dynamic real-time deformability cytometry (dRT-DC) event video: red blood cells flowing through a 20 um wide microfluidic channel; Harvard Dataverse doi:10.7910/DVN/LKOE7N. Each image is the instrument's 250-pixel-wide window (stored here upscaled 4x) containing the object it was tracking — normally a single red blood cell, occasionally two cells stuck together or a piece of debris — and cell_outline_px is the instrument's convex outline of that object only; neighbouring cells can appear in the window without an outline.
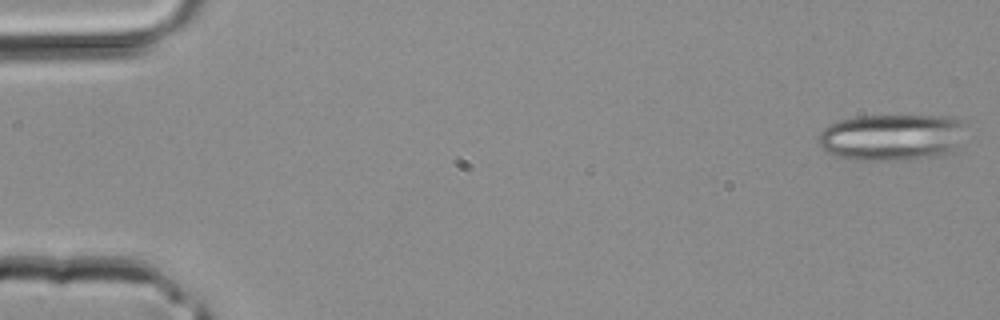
{"species": "common noctule bat (a hibernating species)", "species_latin": "Nyctalus noctula", "temperature_condition": "room temperature", "stored_images_in_passage": 26, "camera_frame_rate_fps": 3000, "um_per_image_px": 0.085, "animal": {"sex": "male", "body_mass_g": 20.4}, "frame": {"image": 1, "passage_image": 1, "time_ms": 0.0, "image_size_px": [1000, 320], "cell_outline_px": [[964, 124], [956, 144], [952, 152], [944, 156], [888, 160], [848, 160], [836, 156], [828, 152], [820, 144], [820, 132], [824, 128], [840, 120], [852, 116], [952, 116], [960, 120]], "centroid_in_image_um": [75.78, 11.66], "position_along_channel_um": 9.2, "area_um2": 39.77}}
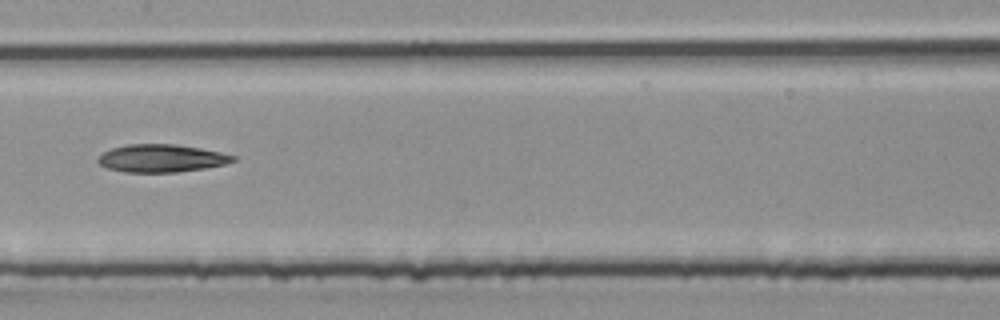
{"frame": {"image": 2, "passage_image": 20, "time_ms": 6.333, "image_size_px": [1000, 320], "cell_outline_px": [[236, 160], [224, 164], [204, 168], [176, 172], [124, 172], [108, 168], [100, 164], [96, 160], [104, 152], [112, 148], [128, 144], [176, 144], [200, 148], [220, 152], [236, 156]], "centroid_in_image_um": [13.72, 13.45], "position_along_channel_um": 193.7, "area_um2": 21.68}}
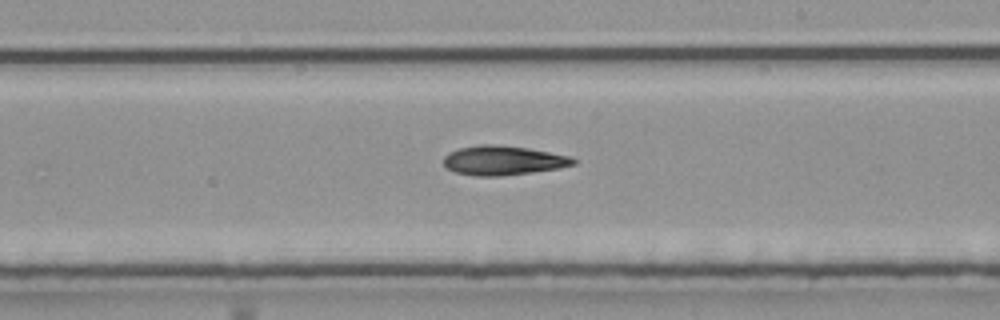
{"frame": {"image": 3, "passage_image": 23, "time_ms": 7.333, "image_size_px": [1000, 320], "cell_outline_px": [[576, 164], [560, 168], [532, 172], [500, 176], [476, 176], [456, 172], [448, 168], [444, 164], [444, 156], [448, 152], [460, 148], [484, 144], [492, 144], [528, 148], [572, 156], [576, 160]], "centroid_in_image_um": [42.8, 13.63], "position_along_channel_um": 246.2, "area_um2": 22.14}}